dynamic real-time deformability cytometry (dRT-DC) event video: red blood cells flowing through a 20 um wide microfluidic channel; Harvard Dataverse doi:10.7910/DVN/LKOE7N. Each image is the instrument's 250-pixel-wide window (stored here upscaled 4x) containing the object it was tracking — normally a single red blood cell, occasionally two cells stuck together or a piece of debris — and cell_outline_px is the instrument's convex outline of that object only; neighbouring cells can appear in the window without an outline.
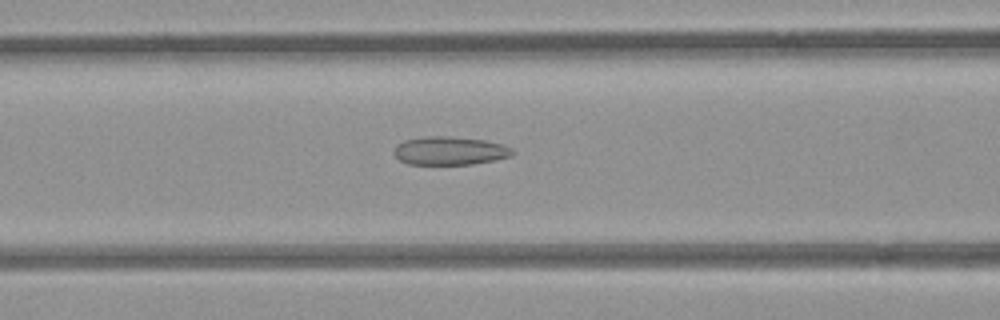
{"species": "common noctule bat (a hibernating species)", "species_latin": "Nyctalus noctula", "temperature_condition": "room temperature", "stored_images_in_passage": 53, "camera_frame_rate_fps": 3000, "um_per_image_px": 0.085, "animal": {"sex": "female", "body_mass_g": 21.9}, "frame": {"image": 1, "passage_image": 22, "time_ms": 7.0, "image_size_px": [1000, 320], "cell_outline_px": [[516, 152], [512, 156], [472, 164], [408, 164], [400, 160], [392, 152], [396, 144], [404, 140], [424, 136], [448, 136], [484, 140], [504, 144], [512, 148]], "centroid_in_image_um": [38.23, 12.8], "position_along_channel_um": 128.4, "area_um2": 19.71}}
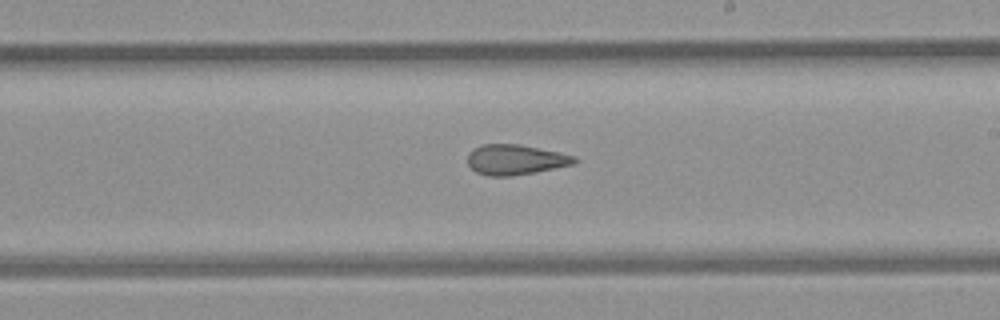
{"frame": {"image": 2, "passage_image": 31, "time_ms": 10.0, "image_size_px": [1000, 320], "cell_outline_px": [[580, 160], [572, 164], [536, 172], [512, 176], [488, 176], [476, 172], [468, 164], [468, 152], [472, 148], [484, 144], [520, 144], [560, 152], [576, 156]], "centroid_in_image_um": [43.81, 13.56], "position_along_channel_um": 245.2, "area_um2": 18.96}}
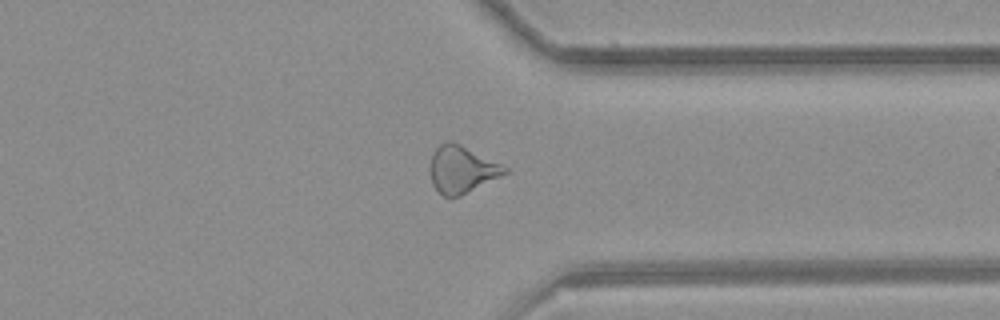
{"frame": {"image": 3, "passage_image": 41, "time_ms": 13.333, "image_size_px": [1000, 320], "cell_outline_px": [[508, 172], [460, 196], [444, 196], [432, 184], [432, 156], [436, 148], [444, 140], [452, 140], [508, 168]], "centroid_in_image_um": [39.25, 14.38], "position_along_channel_um": 372.2, "area_um2": 19.83}, "authors_computed_cell_mechanics": {"area_um2": 20.9814, "velocity_mm_per_s": 3.8974, "shape_relaxation_time_tau1_ms": null, "shape_relaxation_time_tau2_ms": 2.1823, "deformation_change_tau1": null, "deformation_change_tau2": 0.115}}